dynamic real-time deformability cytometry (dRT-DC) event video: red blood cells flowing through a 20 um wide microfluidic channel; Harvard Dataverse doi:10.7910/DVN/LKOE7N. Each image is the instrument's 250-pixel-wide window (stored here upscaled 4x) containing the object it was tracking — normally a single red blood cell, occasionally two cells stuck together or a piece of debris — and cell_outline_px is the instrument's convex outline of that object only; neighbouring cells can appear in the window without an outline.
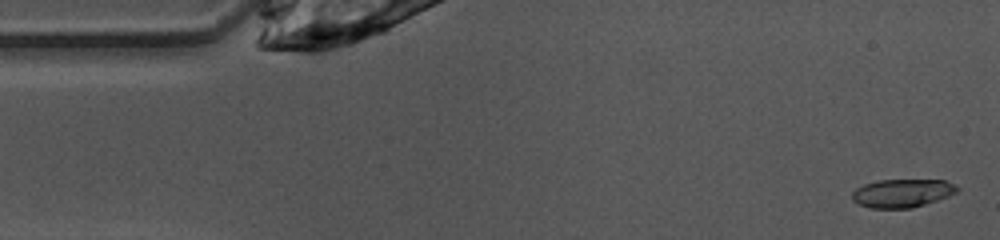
{"species": "common noctule bat (a hibernating species)", "species_latin": "Nyctalus noctula", "temperature_condition": "warm", "stored_images_in_passage": 47, "camera_frame_rate_fps": 3000, "um_per_image_px": 0.085, "animal": {"sex": "female", "body_mass_g": 10.0, "forearm_length_mm": 53.1}, "frame": {"image": 1, "passage_image": 1, "time_ms": 0.0, "image_size_px": [1000, 240], "cell_outline_px": [[960, 188], [956, 192], [948, 196], [912, 208], [872, 208], [860, 204], [852, 200], [852, 192], [856, 188], [864, 184], [880, 180], [944, 180], [956, 184]], "centroid_in_image_um": [76.69, 16.41], "position_along_channel_um": 8.3, "area_um2": 17.22}}
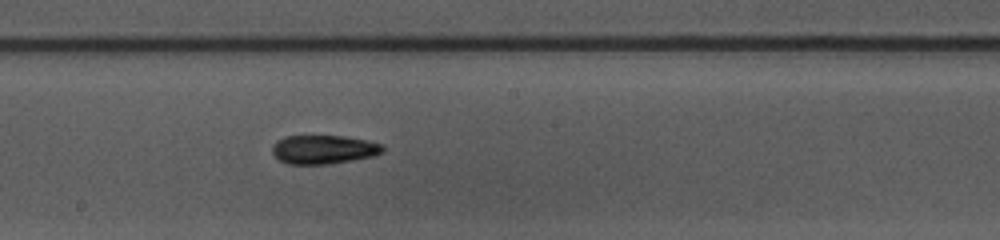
{"frame": {"image": 2, "passage_image": 24, "time_ms": 7.667, "image_size_px": [1000, 240], "cell_outline_px": [[384, 152], [372, 156], [352, 160], [328, 164], [288, 164], [280, 160], [272, 152], [272, 144], [276, 140], [284, 136], [344, 136], [384, 144]], "centroid_in_image_um": [27.49, 12.7], "position_along_channel_um": 220.7, "area_um2": 18.55}}
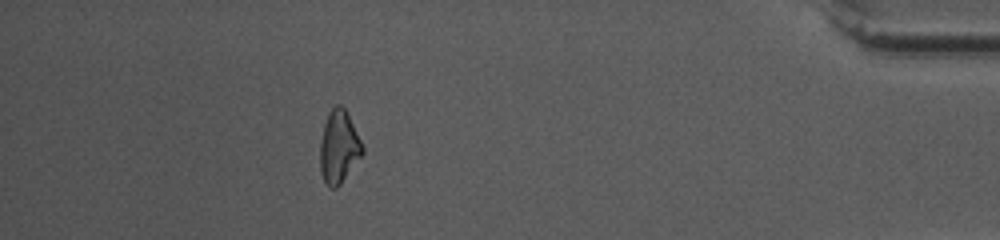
{"frame": {"image": 3, "passage_image": 42, "time_ms": 13.667, "image_size_px": [1000, 240], "cell_outline_px": [[364, 152], [340, 184], [336, 188], [328, 188], [320, 172], [320, 144], [324, 124], [328, 112], [336, 104], [340, 104], [344, 108], [364, 148]], "centroid_in_image_um": [28.78, 12.51], "position_along_channel_um": 406.4, "area_um2": 17.69}, "authors_computed_cell_mechanics": {"area_um2": 17.8602, "velocity_mm_per_s": 4.0504, "shape_relaxation_time_tau1_ms": 7.0752, "shape_relaxation_time_tau2_ms": 7.4311, "deformation_change_tau1": 0.1938, "deformation_change_tau2": 0.1607}}